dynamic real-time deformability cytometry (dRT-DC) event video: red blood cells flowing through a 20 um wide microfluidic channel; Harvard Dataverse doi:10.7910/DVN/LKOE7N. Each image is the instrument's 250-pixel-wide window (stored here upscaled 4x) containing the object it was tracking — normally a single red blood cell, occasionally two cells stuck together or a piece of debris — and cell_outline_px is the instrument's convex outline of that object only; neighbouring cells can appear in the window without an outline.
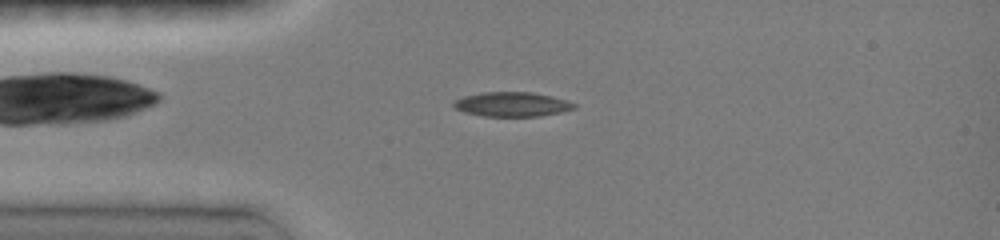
{"species": "common noctule bat (a hibernating species)", "species_latin": "Nyctalus noctula", "temperature_condition": "room temperature", "stored_images_in_passage": 4, "camera_frame_rate_fps": 3000, "um_per_image_px": 0.085, "animal": {"sex": "female", "body_mass_g": 19.0, "forearm_length_mm": 51.5}, "frame": {"image": 1, "passage_image": 3, "time_ms": 2.0, "image_size_px": [1000, 240], "cell_outline_px": [[576, 108], [560, 112], [540, 116], [484, 116], [464, 112], [456, 108], [452, 104], [456, 100], [464, 96], [480, 92], [532, 92], [552, 96], [576, 104]], "centroid_in_image_um": [43.51, 8.86], "position_along_channel_um": 41.5, "area_um2": 17.05}}